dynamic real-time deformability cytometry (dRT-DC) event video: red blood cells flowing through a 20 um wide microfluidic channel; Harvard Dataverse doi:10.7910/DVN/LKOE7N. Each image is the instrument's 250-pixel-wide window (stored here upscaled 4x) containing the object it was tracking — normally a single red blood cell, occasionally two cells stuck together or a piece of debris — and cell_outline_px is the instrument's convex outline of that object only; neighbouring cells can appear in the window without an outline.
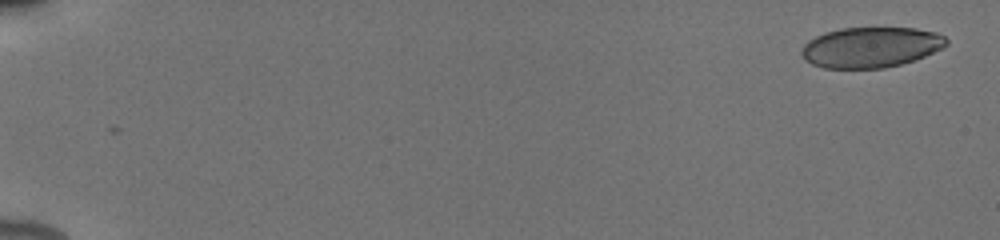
{"species": "human", "species_latin": "Homo sapiens", "temperature_condition": "cold", "stored_images_in_passage": 17, "camera_frame_rate_fps": 3000, "um_per_image_px": 0.085, "donor": {"sex": "male"}, "frame": {"image": 1, "passage_image": 1, "time_ms": 0.0, "image_size_px": [1000, 240], "cell_outline_px": [[948, 44], [944, 48], [924, 56], [900, 64], [884, 68], [824, 68], [812, 64], [804, 60], [800, 52], [804, 44], [808, 40], [824, 32], [840, 28], [916, 28], [936, 32], [944, 36], [948, 40]], "centroid_in_image_um": [74.01, 4.01], "position_along_channel_um": 11.0, "area_um2": 34.28}}
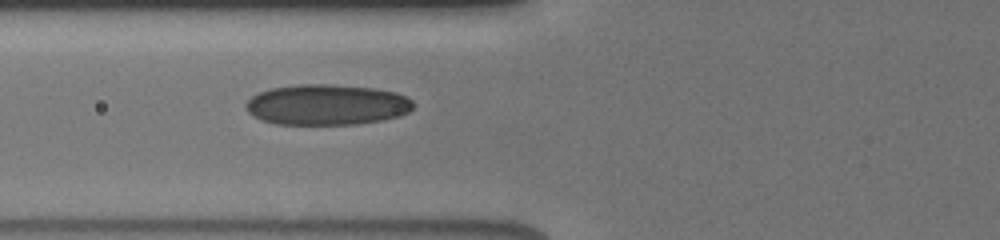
{"frame": {"image": 2, "passage_image": 14, "time_ms": 7.0, "image_size_px": [1000, 240], "cell_outline_px": [[412, 108], [408, 112], [400, 116], [384, 120], [356, 124], [276, 124], [260, 120], [252, 116], [248, 112], [244, 104], [252, 96], [260, 92], [272, 88], [300, 84], [332, 84], [376, 88], [396, 92], [412, 100]], "centroid_in_image_um": [27.77, 8.9], "position_along_channel_um": 98.0, "area_um2": 39.82}}
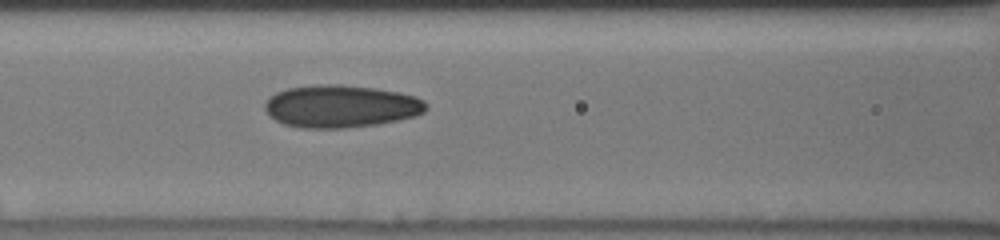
{"frame": {"image": 3, "passage_image": 17, "time_ms": 8.0, "image_size_px": [1000, 240], "cell_outline_px": [[428, 108], [424, 112], [416, 116], [376, 124], [340, 128], [300, 128], [284, 124], [268, 116], [264, 108], [264, 104], [268, 96], [276, 92], [288, 88], [316, 84], [340, 84], [372, 88], [400, 92], [416, 96], [424, 100], [428, 104]], "centroid_in_image_um": [28.95, 9.03], "position_along_channel_um": 137.6, "area_um2": 40.23}}